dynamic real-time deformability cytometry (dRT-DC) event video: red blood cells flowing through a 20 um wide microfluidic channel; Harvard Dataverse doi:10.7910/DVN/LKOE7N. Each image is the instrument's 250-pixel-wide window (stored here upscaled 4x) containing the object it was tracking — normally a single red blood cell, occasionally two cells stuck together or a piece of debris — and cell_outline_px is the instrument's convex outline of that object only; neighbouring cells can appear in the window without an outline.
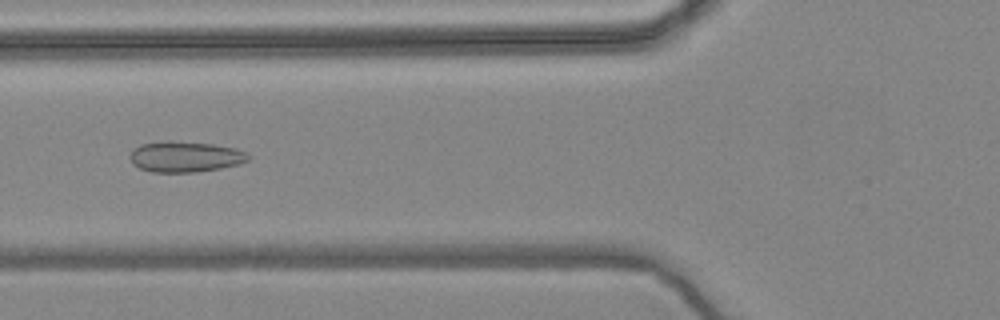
{"species": "common noctule bat (a hibernating species)", "species_latin": "Nyctalus noctula", "temperature_condition": "warm", "stored_images_in_passage": 56, "camera_frame_rate_fps": 3000, "um_per_image_px": 0.085, "animal": {"sex": "female", "body_mass_g": 24.6, "forearm_length_mm": 56.2}, "frame": {"image": 1, "passage_image": 21, "time_ms": 6.667, "image_size_px": [1000, 320], "cell_outline_px": [[252, 156], [248, 160], [240, 164], [220, 168], [196, 172], [152, 172], [140, 168], [132, 164], [128, 156], [140, 144], [168, 140], [212, 144], [236, 148]], "centroid_in_image_um": [15.74, 13.32], "position_along_channel_um": 110.1, "area_um2": 21.27}}
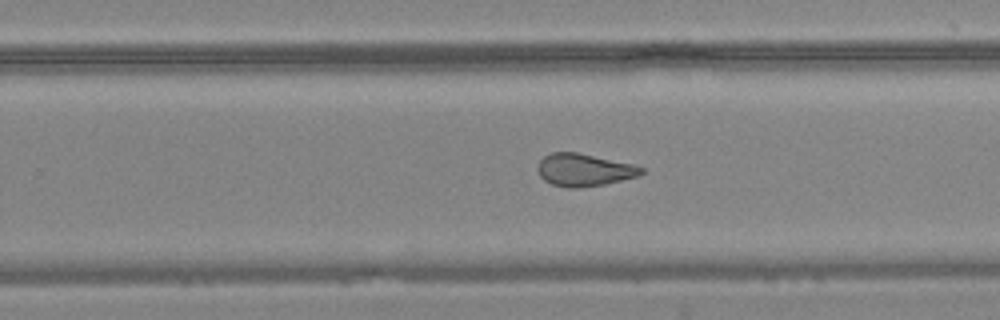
{"frame": {"image": 2, "passage_image": 35, "time_ms": 11.333, "image_size_px": [1000, 320], "cell_outline_px": [[644, 172], [636, 176], [604, 184], [576, 188], [568, 188], [552, 184], [544, 180], [540, 176], [536, 168], [540, 160], [544, 156], [552, 152], [576, 152], [636, 164], [644, 168]], "centroid_in_image_um": [49.63, 14.43], "position_along_channel_um": 280.2, "area_um2": 19.65}}
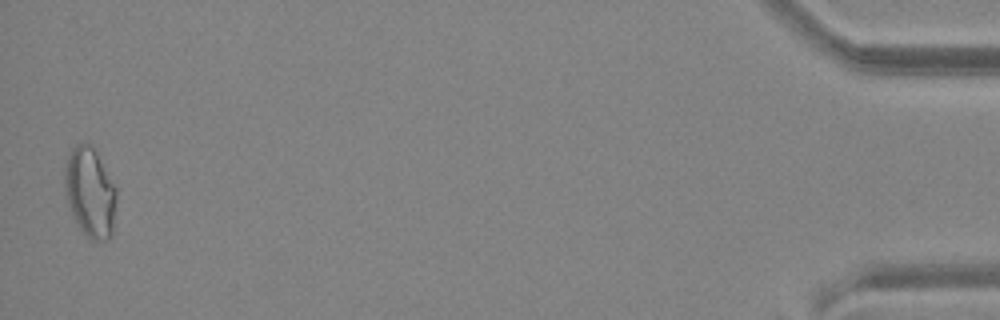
{"frame": {"image": 3, "passage_image": 55, "time_ms": 18.0, "image_size_px": [1000, 320], "cell_outline_px": [[116, 200], [112, 236], [108, 240], [92, 240], [80, 228], [72, 216], [68, 204], [64, 188], [64, 164], [72, 148], [76, 144], [92, 144], [116, 188]], "centroid_in_image_um": [7.64, 16.35], "position_along_channel_um": 427.6, "area_um2": 27.11}, "authors_computed_cell_mechanics": {"area_um2": 22.1663, "velocity_mm_per_s": 3.6551, "shape_relaxation_time_tau1_ms": null, "shape_relaxation_time_tau2_ms": 1.2832, "deformation_change_tau1": null, "deformation_change_tau2": 0.09}}